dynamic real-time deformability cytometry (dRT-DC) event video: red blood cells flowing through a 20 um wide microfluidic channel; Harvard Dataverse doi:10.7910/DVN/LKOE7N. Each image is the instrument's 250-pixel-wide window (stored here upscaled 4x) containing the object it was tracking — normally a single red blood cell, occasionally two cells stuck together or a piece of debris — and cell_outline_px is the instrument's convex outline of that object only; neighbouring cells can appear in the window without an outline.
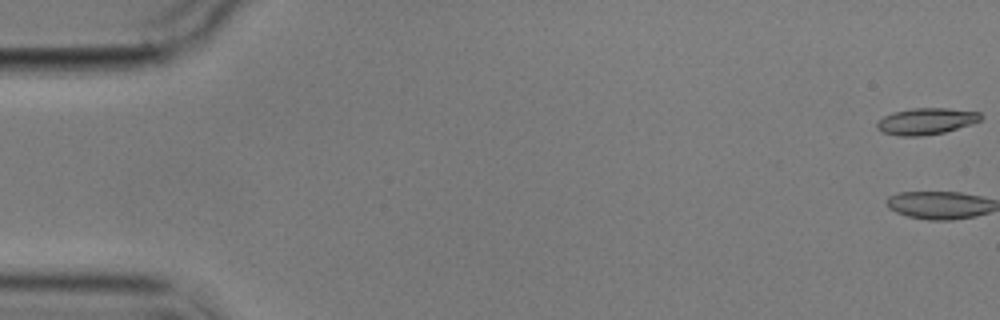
{"species": "common noctule bat (a hibernating species)", "species_latin": "Nyctalus noctula", "temperature_condition": "cold", "stored_images_in_passage": 6, "camera_frame_rate_fps": 3000, "um_per_image_px": 0.085, "animal": {"sex": "male", "body_mass_g": 17.9}, "frame": {"image": 1, "passage_image": 1, "time_ms": 0.0, "image_size_px": [1000, 320], "cell_outline_px": [[984, 116], [980, 120], [972, 124], [944, 132], [920, 136], [900, 136], [884, 132], [876, 128], [876, 124], [884, 116], [892, 112], [912, 108], [948, 108], [980, 112]], "centroid_in_image_um": [78.75, 10.29], "position_along_channel_um": 6.3, "area_um2": 16.01}}